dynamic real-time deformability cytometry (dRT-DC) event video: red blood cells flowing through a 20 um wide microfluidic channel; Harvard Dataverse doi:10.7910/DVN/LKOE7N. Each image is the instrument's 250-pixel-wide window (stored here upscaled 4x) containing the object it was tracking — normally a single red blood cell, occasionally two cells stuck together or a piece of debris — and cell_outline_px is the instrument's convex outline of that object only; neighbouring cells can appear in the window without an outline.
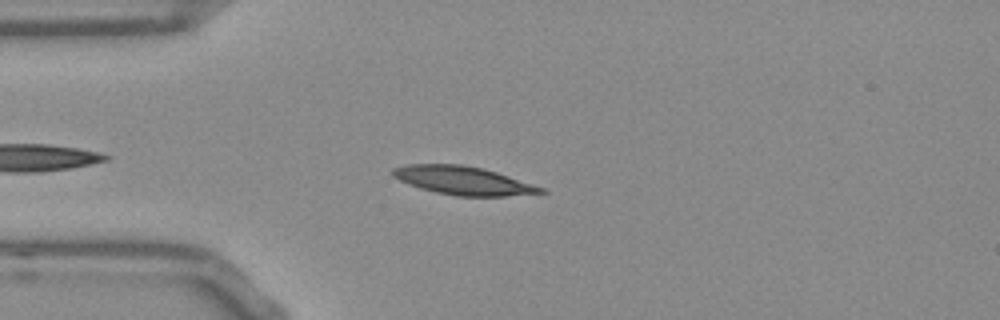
{"species": "Egyptian fruit bat (a non-hibernating species)", "species_latin": "Rousettus aegyptiacus", "temperature_condition": "room temperature", "stored_images_in_passage": 33, "camera_frame_rate_fps": 3000, "um_per_image_px": 0.085, "frame": {"image": 1, "passage_image": 5, "time_ms": 1.333, "image_size_px": [1000, 320], "cell_outline_px": [[548, 192], [504, 196], [456, 196], [436, 192], [420, 188], [408, 184], [392, 176], [392, 168], [408, 164], [460, 164], [480, 168], [496, 172], [544, 188]], "centroid_in_image_um": [39.33, 15.35], "position_along_channel_um": 45.7, "area_um2": 24.22}}
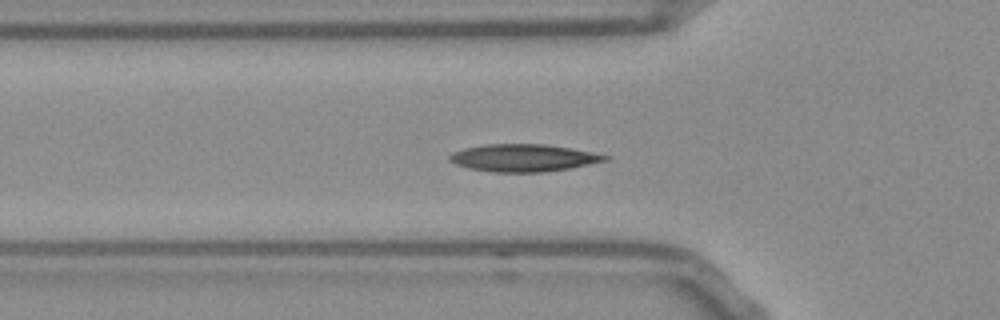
{"frame": {"image": 2, "passage_image": 9, "time_ms": 2.667, "image_size_px": [1000, 320], "cell_outline_px": [[612, 156], [608, 160], [568, 168], [544, 172], [492, 172], [468, 168], [456, 164], [448, 160], [448, 156], [452, 152], [464, 148], [484, 144], [544, 144], [572, 148]], "centroid_in_image_um": [44.46, 13.41], "position_along_channel_um": 81.3, "area_um2": 24.85}}
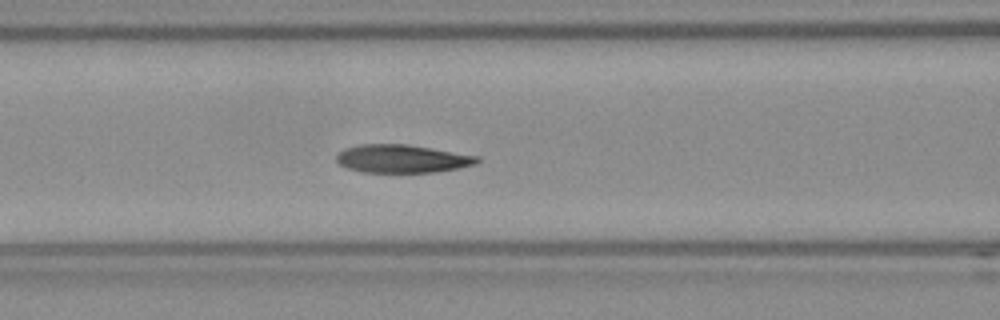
{"frame": {"image": 3, "passage_image": 13, "time_ms": 4.0, "image_size_px": [1000, 320], "cell_outline_px": [[480, 160], [476, 164], [456, 168], [432, 172], [364, 172], [348, 168], [340, 164], [336, 160], [336, 156], [344, 148], [360, 144], [408, 144], [480, 156]], "centroid_in_image_um": [34.18, 13.48], "position_along_channel_um": 132.4, "area_um2": 22.95}, "authors_computed_cell_mechanics": {"area_um2": 23.8136, "velocity_mm_per_s": 3.7687, "shape_relaxation_time_tau1_ms": 3.3966, "shape_relaxation_time_tau2_ms": 2.2611, "deformation_change_tau1": 0.116, "deformation_change_tau2": 0.0738}}